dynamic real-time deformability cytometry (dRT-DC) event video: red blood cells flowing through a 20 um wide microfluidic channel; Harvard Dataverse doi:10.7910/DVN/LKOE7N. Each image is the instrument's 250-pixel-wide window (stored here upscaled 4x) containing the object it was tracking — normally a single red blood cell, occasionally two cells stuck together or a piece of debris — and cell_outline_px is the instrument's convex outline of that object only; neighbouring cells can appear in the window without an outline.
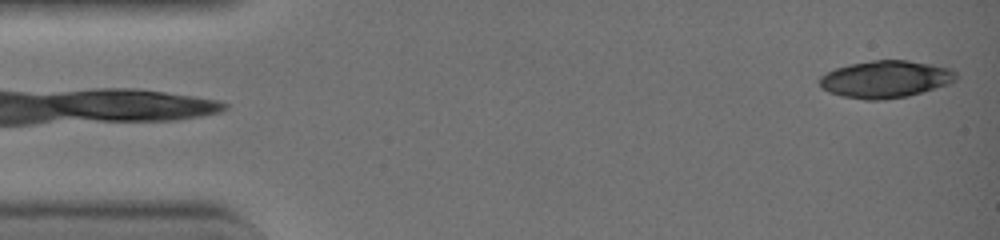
{"species": "common noctule bat (a hibernating species)", "species_latin": "Nyctalus noctula", "temperature_condition": "warm", "stored_images_in_passage": 41, "camera_frame_rate_fps": 3000, "um_per_image_px": 0.085, "animal": {"sex": "female", "body_mass_g": 19.0, "forearm_length_mm": 51.5}, "frame": {"image": 1, "passage_image": 1, "time_ms": 0.0, "image_size_px": [1000, 240], "cell_outline_px": [[956, 80], [948, 84], [908, 96], [884, 100], [864, 100], [840, 96], [828, 92], [820, 88], [820, 76], [836, 68], [848, 64], [872, 60], [908, 60], [932, 64], [952, 68], [956, 72]], "centroid_in_image_um": [75.26, 6.73], "position_along_channel_um": 9.7, "area_um2": 29.82}}
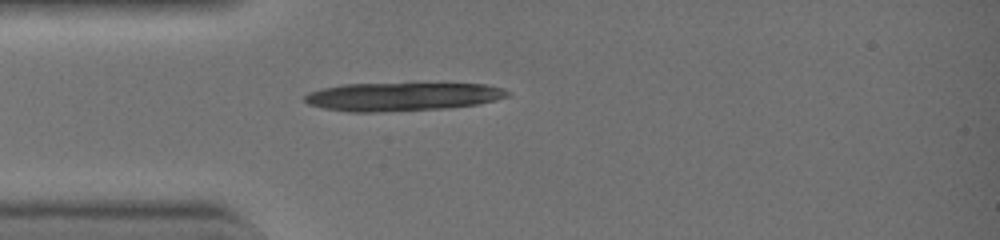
{"frame": {"image": 2, "passage_image": 11, "time_ms": 3.333, "image_size_px": [1000, 240], "cell_outline_px": [[512, 92], [508, 96], [496, 100], [480, 104], [448, 108], [376, 112], [348, 112], [324, 108], [308, 104], [304, 100], [304, 96], [308, 92], [324, 88], [344, 84], [484, 84], [504, 88]], "centroid_in_image_um": [34.22, 8.22], "position_along_channel_um": 50.8, "area_um2": 33.52}}
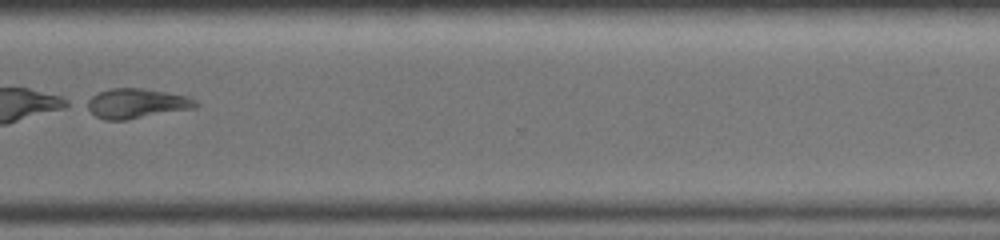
{"frame": {"image": 3, "passage_image": 32, "time_ms": 10.333, "image_size_px": [1000, 240], "cell_outline_px": [[200, 104], [196, 108], [124, 120], [104, 120], [96, 116], [80, 104], [84, 100], [100, 92], [112, 88], [140, 88], [192, 96]], "centroid_in_image_um": [11.58, 8.79], "position_along_channel_um": 359.0, "area_um2": 19.25}}